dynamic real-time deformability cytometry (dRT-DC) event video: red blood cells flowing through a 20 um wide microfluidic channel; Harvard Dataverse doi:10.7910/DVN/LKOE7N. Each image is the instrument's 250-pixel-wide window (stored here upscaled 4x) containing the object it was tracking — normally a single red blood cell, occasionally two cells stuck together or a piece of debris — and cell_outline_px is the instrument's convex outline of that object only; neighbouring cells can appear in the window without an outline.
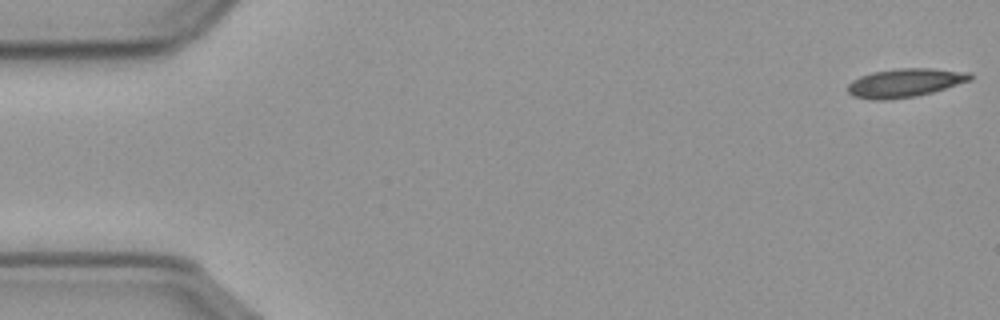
{"species": "common noctule bat (a hibernating species)", "species_latin": "Nyctalus noctula", "temperature_condition": "cold", "stored_images_in_passage": 56, "camera_frame_rate_fps": 3000, "um_per_image_px": 0.085, "animal": {"sex": "male", "body_mass_g": 23.1, "forearm_length_mm": 52.7}, "frame": {"image": 1, "passage_image": 1, "time_ms": 0.0, "image_size_px": [1000, 320], "cell_outline_px": [[972, 80], [932, 92], [916, 96], [884, 100], [872, 100], [852, 96], [848, 92], [848, 84], [852, 80], [860, 76], [872, 72], [900, 68], [928, 68], [972, 72]], "centroid_in_image_um": [76.92, 7.04], "position_along_channel_um": 8.1, "area_um2": 20.46}}
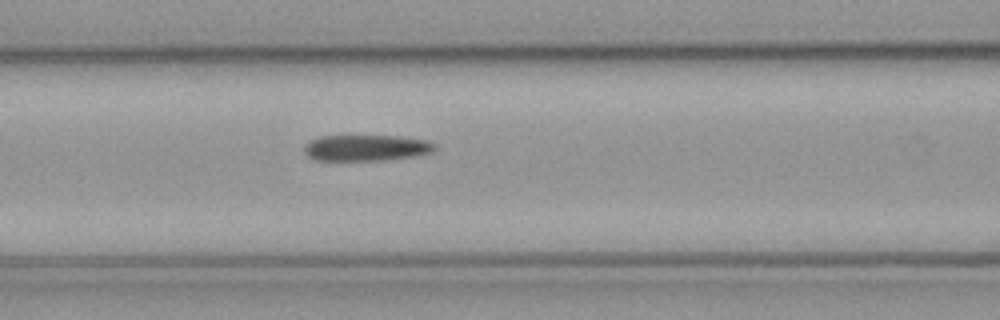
{"frame": {"image": 2, "passage_image": 23, "time_ms": 7.333, "image_size_px": [1000, 320], "cell_outline_px": [[436, 148], [432, 152], [416, 156], [384, 160], [316, 160], [308, 156], [304, 152], [304, 144], [320, 136], [400, 136], [428, 140], [436, 144]], "centroid_in_image_um": [31.16, 12.56], "position_along_channel_um": 135.4, "area_um2": 19.94}}
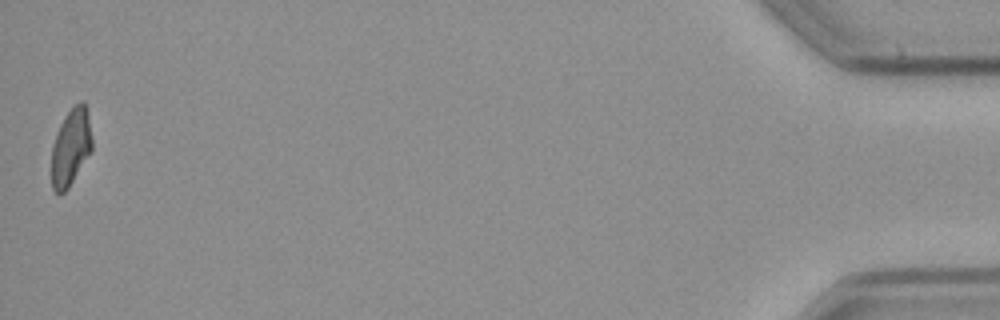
{"frame": {"image": 3, "passage_image": 56, "time_ms": 18.333, "image_size_px": [1000, 320], "cell_outline_px": [[92, 148], [68, 188], [60, 196], [52, 188], [52, 148], [56, 132], [64, 116], [80, 100], [84, 100], [92, 140]], "centroid_in_image_um": [5.99, 12.52], "position_along_channel_um": 429.2, "area_um2": 17.8}}